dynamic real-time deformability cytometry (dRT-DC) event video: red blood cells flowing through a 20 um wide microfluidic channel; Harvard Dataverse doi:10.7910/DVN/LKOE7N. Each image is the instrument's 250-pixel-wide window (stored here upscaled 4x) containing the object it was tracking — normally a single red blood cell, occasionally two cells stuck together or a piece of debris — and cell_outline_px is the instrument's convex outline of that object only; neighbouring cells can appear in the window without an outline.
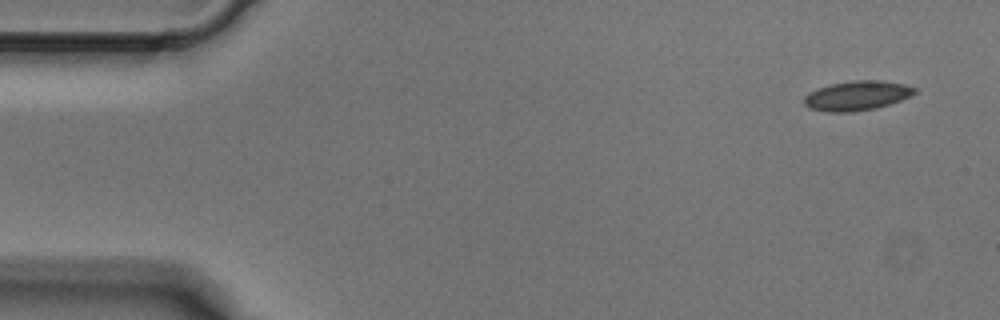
{"species": "Egyptian fruit bat (a non-hibernating species)", "species_latin": "Rousettus aegyptiacus", "temperature_condition": "cold", "stored_images_in_passage": 5, "segment_of_instrument_passage": [1, 2], "camera_frame_rate_fps": 3000, "um_per_image_px": 0.085, "animal": {"sex": "male"}, "frame": {"image": 1, "passage_image": 1, "time_ms": 0.0, "image_size_px": [1000, 320], "cell_outline_px": [[916, 92], [912, 96], [876, 108], [852, 112], [828, 112], [808, 108], [804, 104], [804, 96], [808, 92], [832, 84], [852, 80], [880, 80], [904, 84], [916, 88]], "centroid_in_image_um": [72.84, 8.13], "position_along_channel_um": 12.2, "area_um2": 19.02}}